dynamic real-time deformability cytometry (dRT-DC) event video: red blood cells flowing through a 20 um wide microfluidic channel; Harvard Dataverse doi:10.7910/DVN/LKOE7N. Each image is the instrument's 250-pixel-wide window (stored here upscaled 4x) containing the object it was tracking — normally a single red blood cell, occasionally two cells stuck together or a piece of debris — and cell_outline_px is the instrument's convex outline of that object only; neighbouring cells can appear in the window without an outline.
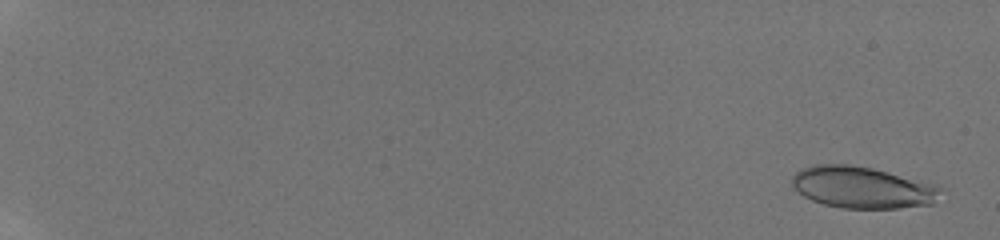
{"species": "human", "species_latin": "Homo sapiens", "temperature_condition": "room temperature", "stored_images_in_passage": 32, "camera_frame_rate_fps": 3000, "um_per_image_px": 0.085, "donor": {"sex": "male"}, "frame": {"image": 1, "passage_image": 2, "time_ms": 0.667, "image_size_px": [1000, 240], "cell_outline_px": [[944, 188], [932, 204], [896, 208], [840, 208], [824, 204], [812, 200], [804, 196], [792, 184], [792, 176], [800, 168], [816, 164], [848, 164], [872, 168], [936, 184]], "centroid_in_image_um": [73.3, 15.92], "position_along_channel_um": 11.7, "area_um2": 36.01}}
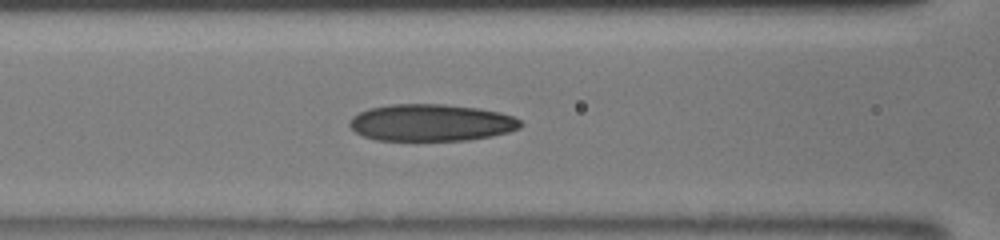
{"frame": {"image": 2, "passage_image": 28, "time_ms": 9.0, "image_size_px": [1000, 240], "cell_outline_px": [[524, 124], [520, 128], [508, 132], [492, 136], [468, 140], [376, 140], [364, 136], [356, 132], [348, 124], [348, 120], [352, 116], [368, 108], [392, 104], [444, 104], [480, 108], [500, 112], [512, 116], [520, 120]], "centroid_in_image_um": [36.66, 10.42], "position_along_channel_um": 129.9, "area_um2": 36.99}}
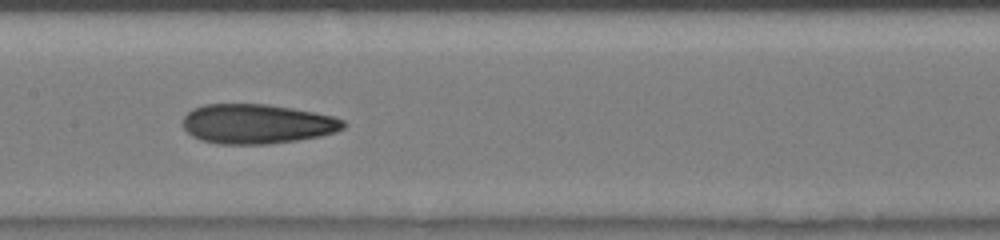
{"frame": {"image": 3, "passage_image": 31, "time_ms": 10.333, "image_size_px": [1000, 240], "cell_outline_px": [[348, 124], [344, 128], [336, 132], [320, 136], [296, 140], [264, 144], [220, 144], [200, 140], [192, 136], [184, 128], [184, 116], [192, 108], [204, 104], [268, 104], [316, 112], [332, 116], [344, 120]], "centroid_in_image_um": [21.86, 10.52], "position_along_channel_um": 185.5, "area_um2": 37.17}}